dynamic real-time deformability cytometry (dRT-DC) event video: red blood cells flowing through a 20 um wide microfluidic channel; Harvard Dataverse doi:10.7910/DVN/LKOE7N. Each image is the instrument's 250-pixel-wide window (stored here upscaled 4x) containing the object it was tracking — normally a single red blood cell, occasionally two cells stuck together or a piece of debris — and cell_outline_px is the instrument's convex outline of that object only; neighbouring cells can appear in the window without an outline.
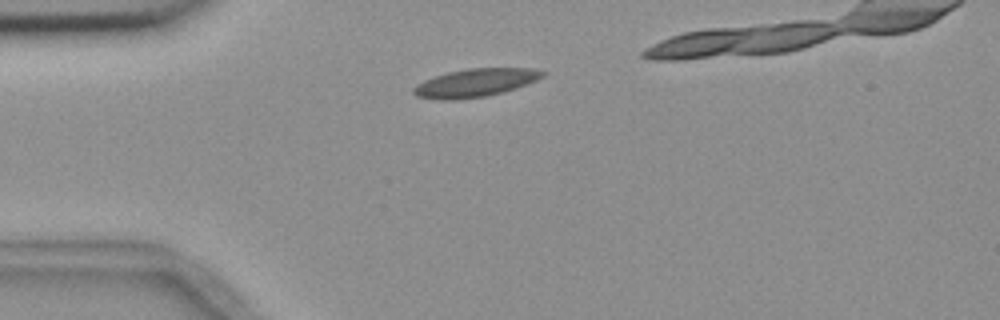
{"species": "common noctule bat (a hibernating species)", "species_latin": "Nyctalus noctula", "temperature_condition": "room temperature", "stored_images_in_passage": 6, "camera_frame_rate_fps": 3000, "um_per_image_px": 0.085, "animal": {"sex": "female", "body_mass_g": 18.4}, "frame": {"image": 1, "passage_image": 1, "time_ms": 0.0, "image_size_px": [1000, 320], "cell_outline_px": [[548, 72], [544, 76], [536, 80], [516, 88], [504, 92], [484, 96], [456, 100], [440, 100], [416, 96], [412, 92], [412, 88], [424, 80], [448, 72], [468, 68], [532, 68]], "centroid_in_image_um": [40.41, 7.04], "position_along_channel_um": 44.6, "area_um2": 21.15}}
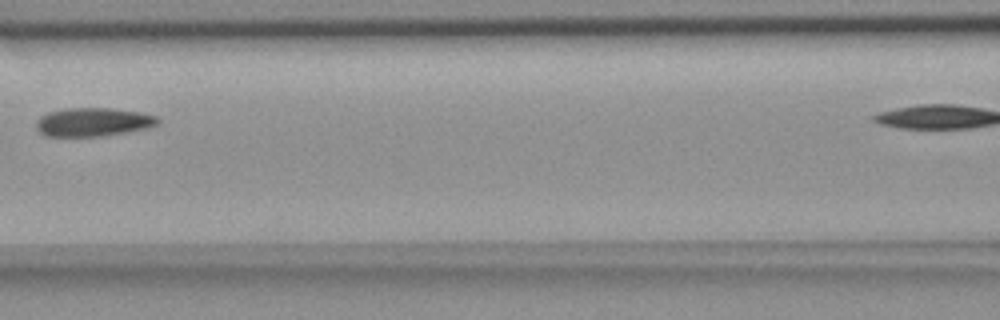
{"frame": {"image": 2, "passage_image": 4, "time_ms": 3.667, "image_size_px": [1000, 320], "cell_outline_px": [[160, 120], [156, 124], [148, 128], [104, 136], [44, 136], [36, 128], [36, 120], [40, 116], [48, 112], [64, 108], [108, 108], [140, 112], [156, 116]], "centroid_in_image_um": [7.88, 10.37], "position_along_channel_um": 158.7, "area_um2": 20.29}}
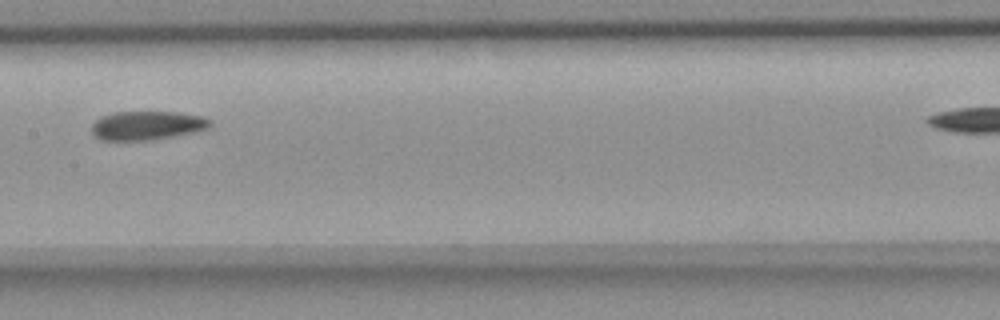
{"frame": {"image": 3, "passage_image": 5, "time_ms": 4.667, "image_size_px": [1000, 320], "cell_outline_px": [[212, 128], [196, 132], [176, 136], [152, 140], [104, 140], [96, 136], [92, 132], [92, 124], [100, 116], [112, 112], [176, 112], [200, 116], [212, 120]], "centroid_in_image_um": [12.55, 10.66], "position_along_channel_um": 194.9, "area_um2": 20.11}}